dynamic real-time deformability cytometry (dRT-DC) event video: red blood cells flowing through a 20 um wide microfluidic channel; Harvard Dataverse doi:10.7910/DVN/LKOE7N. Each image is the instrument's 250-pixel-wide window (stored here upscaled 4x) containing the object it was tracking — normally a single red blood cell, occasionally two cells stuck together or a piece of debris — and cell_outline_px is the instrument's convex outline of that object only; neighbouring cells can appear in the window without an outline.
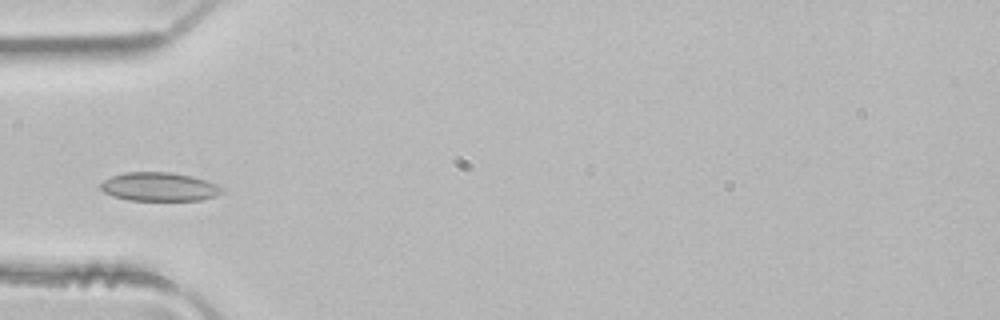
{"species": "common noctule bat (a hibernating species)", "species_latin": "Nyctalus noctula", "temperature_condition": "room temperature", "stored_images_in_passage": 2, "camera_frame_rate_fps": 3000, "um_per_image_px": 0.085, "animal": {"sex": "male", "body_mass_g": 21.5, "forearm_length_mm": 52.0}, "frame": {"image": 1, "passage_image": 2, "time_ms": 0.333, "image_size_px": [1000, 320], "cell_outline_px": [[224, 192], [216, 196], [200, 200], [128, 200], [112, 196], [104, 192], [100, 188], [100, 184], [104, 180], [112, 176], [124, 172], [168, 172], [192, 176], [216, 184], [224, 188]], "centroid_in_image_um": [13.53, 15.88], "position_along_channel_um": 71.5, "area_um2": 20.29}}